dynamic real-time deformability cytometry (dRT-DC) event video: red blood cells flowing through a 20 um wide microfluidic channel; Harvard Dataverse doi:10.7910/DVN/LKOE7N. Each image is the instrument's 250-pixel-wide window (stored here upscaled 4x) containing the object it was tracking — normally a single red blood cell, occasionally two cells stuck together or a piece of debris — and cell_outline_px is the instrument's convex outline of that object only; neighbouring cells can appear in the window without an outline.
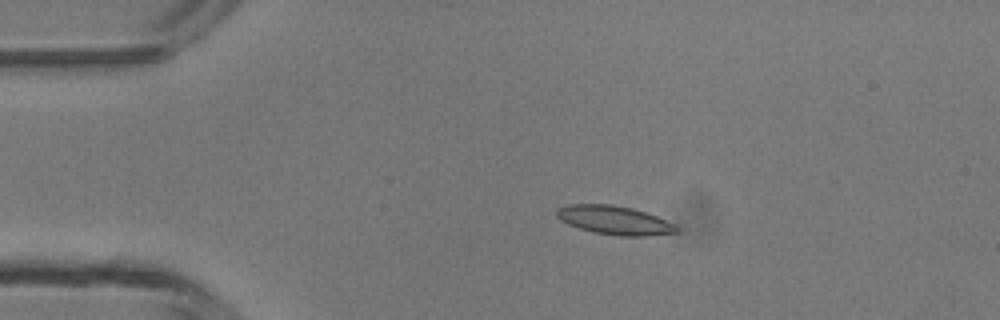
{"species": "common noctule bat (a hibernating species)", "species_latin": "Nyctalus noctula", "temperature_condition": "room temperature", "stored_images_in_passage": 3, "camera_frame_rate_fps": 3000, "um_per_image_px": 0.085, "animal": {"sex": "male", "body_mass_g": 13.3}, "frame": {"image": 1, "passage_image": 2, "time_ms": 1.333, "image_size_px": [1000, 320], "cell_outline_px": [[676, 232], [644, 236], [620, 236], [592, 232], [568, 224], [560, 220], [556, 216], [556, 208], [568, 204], [612, 204], [632, 208], [656, 216], [672, 224], [676, 228]], "centroid_in_image_um": [52.13, 18.7], "position_along_channel_um": 32.9, "area_um2": 19.83}}